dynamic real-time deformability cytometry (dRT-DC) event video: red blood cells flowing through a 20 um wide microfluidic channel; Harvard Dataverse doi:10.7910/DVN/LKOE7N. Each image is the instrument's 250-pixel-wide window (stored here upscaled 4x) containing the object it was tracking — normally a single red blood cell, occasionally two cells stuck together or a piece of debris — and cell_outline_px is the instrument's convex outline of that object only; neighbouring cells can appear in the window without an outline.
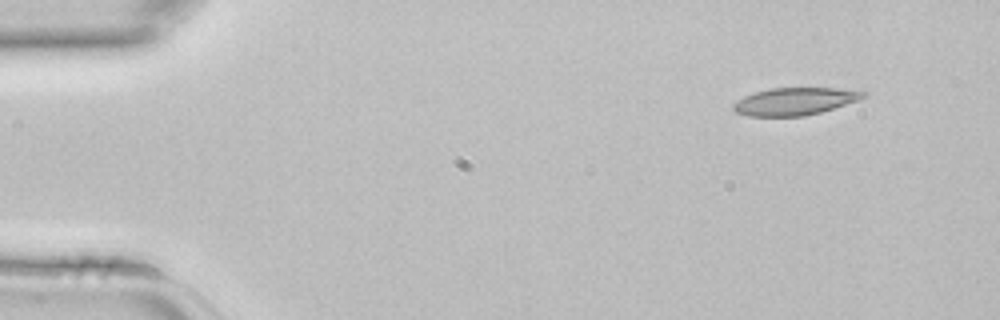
{"species": "common noctule bat (a hibernating species)", "species_latin": "Nyctalus noctula", "temperature_condition": "room temperature", "stored_images_in_passage": 3, "camera_frame_rate_fps": 3000, "um_per_image_px": 0.085, "animal": {"sex": "female", "body_mass_g": 22.7, "forearm_length_mm": 54.2}, "frame": {"image": 1, "passage_image": 1, "time_ms": 0.0, "image_size_px": [1000, 320], "cell_outline_px": [[868, 92], [864, 96], [856, 100], [820, 112], [804, 116], [748, 116], [736, 112], [732, 108], [732, 104], [744, 96], [756, 92], [772, 88], [836, 88]], "centroid_in_image_um": [67.5, 8.61], "position_along_channel_um": 17.5, "area_um2": 20.4}}
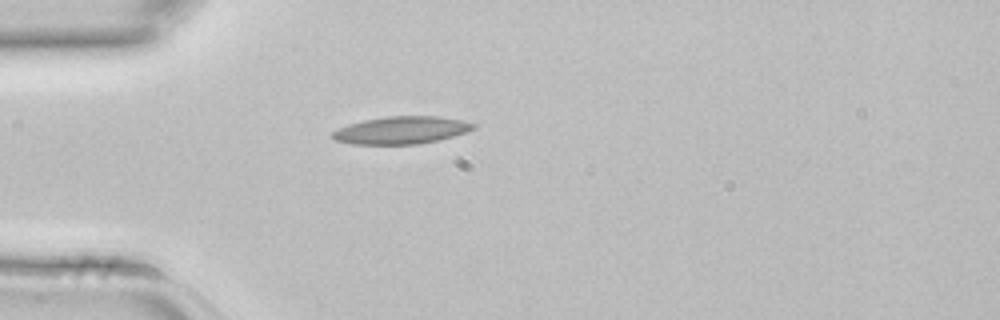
{"frame": {"image": 2, "passage_image": 3, "time_ms": 0.667, "image_size_px": [1000, 320], "cell_outline_px": [[476, 128], [468, 132], [420, 144], [352, 144], [336, 140], [332, 136], [332, 132], [348, 124], [364, 120], [388, 116], [440, 116], [460, 120], [476, 124]], "centroid_in_image_um": [34.14, 11.06], "position_along_channel_um": 50.9, "area_um2": 22.43}}